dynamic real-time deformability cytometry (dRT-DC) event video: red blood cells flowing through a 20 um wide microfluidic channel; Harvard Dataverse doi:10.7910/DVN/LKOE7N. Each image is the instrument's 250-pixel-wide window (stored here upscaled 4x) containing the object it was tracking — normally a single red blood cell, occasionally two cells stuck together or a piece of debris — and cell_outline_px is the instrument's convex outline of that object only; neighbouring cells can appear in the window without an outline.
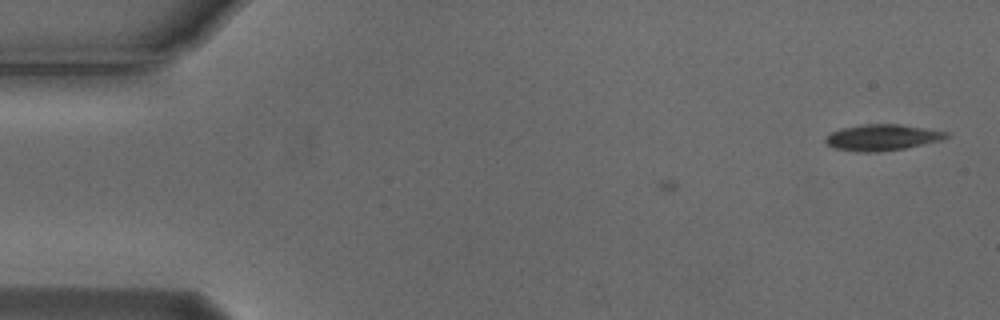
{"species": "Egyptian fruit bat (a non-hibernating species)", "species_latin": "Rousettus aegyptiacus", "temperature_condition": "cold", "stored_images_in_passage": 3, "camera_frame_rate_fps": 3000, "um_per_image_px": 0.085, "animal": {"sex": "male"}, "frame": {"image": 1, "passage_image": 3, "time_ms": 0.667, "image_size_px": [1000, 320], "cell_outline_px": [[948, 136], [940, 140], [904, 148], [876, 152], [856, 152], [836, 148], [828, 144], [824, 140], [832, 132], [840, 128], [864, 124], [900, 124], [948, 132]], "centroid_in_image_um": [74.95, 11.68], "position_along_channel_um": 10.0, "area_um2": 18.09}}